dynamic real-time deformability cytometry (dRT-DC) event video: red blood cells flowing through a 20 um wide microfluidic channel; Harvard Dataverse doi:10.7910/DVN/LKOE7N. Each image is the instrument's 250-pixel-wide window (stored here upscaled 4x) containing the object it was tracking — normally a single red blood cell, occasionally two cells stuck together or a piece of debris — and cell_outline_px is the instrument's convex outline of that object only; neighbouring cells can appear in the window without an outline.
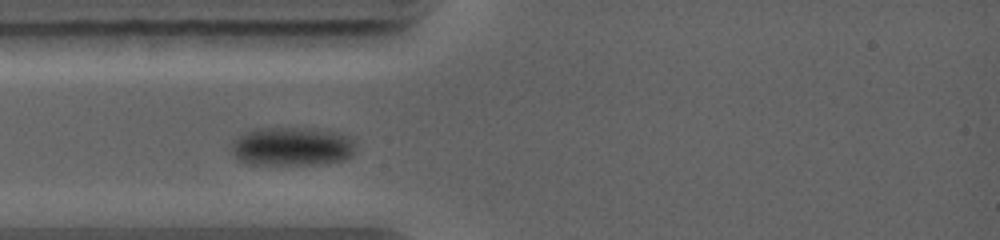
{"species": "common noctule bat (a hibernating species)", "species_latin": "Nyctalus noctula", "temperature_condition": "warm", "stored_images_in_passage": 5, "camera_frame_rate_fps": 5000, "um_per_image_px": 0.085, "animal": {"sex": "female", "body_mass_g": 19.0, "forearm_length_mm": 56.7}, "frame": {"image": 1, "passage_image": 4, "time_ms": 2.8, "image_size_px": [1000, 240], "cell_outline_px": [[356, 148], [352, 156], [344, 160], [328, 164], [248, 164], [240, 160], [236, 156], [232, 148], [236, 140], [240, 136], [252, 128], [316, 128], [356, 136]], "centroid_in_image_um": [24.96, 12.44], "position_along_channel_um": 60.0, "area_um2": 28.44}}
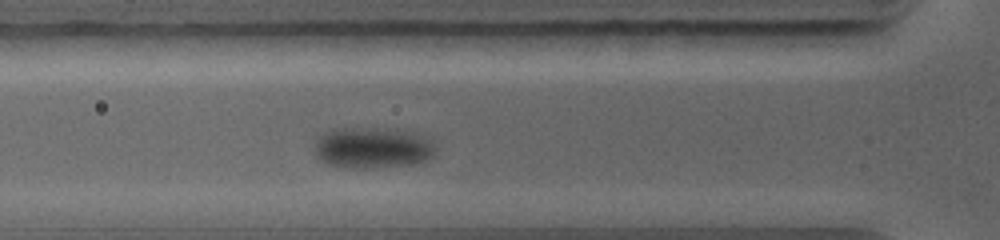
{"frame": {"image": 2, "passage_image": 5, "time_ms": 3.6, "image_size_px": [1000, 240], "cell_outline_px": [[432, 156], [424, 160], [412, 164], [348, 168], [328, 164], [316, 156], [316, 136], [332, 128], [376, 128], [420, 132], [432, 136]], "centroid_in_image_um": [31.66, 12.51], "position_along_channel_um": 94.1, "area_um2": 28.9}}